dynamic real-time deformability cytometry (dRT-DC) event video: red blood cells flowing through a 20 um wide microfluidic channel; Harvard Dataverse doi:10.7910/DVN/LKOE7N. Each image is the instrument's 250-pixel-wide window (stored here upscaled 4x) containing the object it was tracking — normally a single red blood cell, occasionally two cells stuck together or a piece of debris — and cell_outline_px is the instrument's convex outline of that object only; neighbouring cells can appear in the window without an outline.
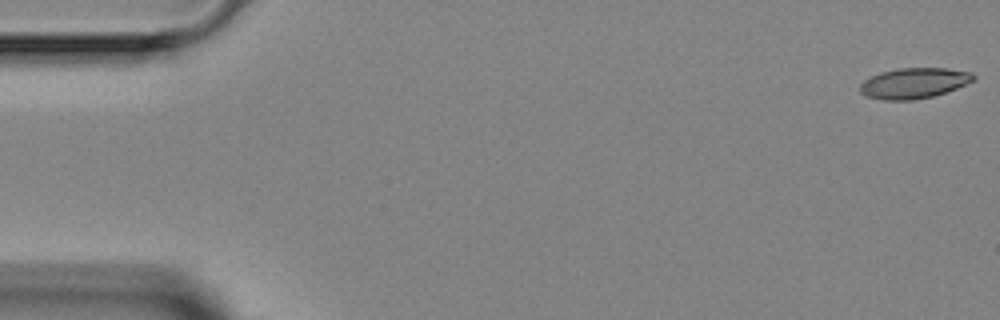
{"species": "Egyptian fruit bat (a non-hibernating species)", "species_latin": "Rousettus aegyptiacus", "temperature_condition": "room temperature", "stored_images_in_passage": 7, "camera_frame_rate_fps": 3000, "um_per_image_px": 0.085, "animal": {"sex": "female"}, "frame": {"image": 1, "passage_image": 1, "time_ms": 0.0, "image_size_px": [1000, 320], "cell_outline_px": [[976, 80], [956, 88], [932, 96], [912, 100], [884, 100], [868, 96], [860, 92], [860, 84], [864, 80], [880, 72], [896, 68], [948, 68], [972, 72], [976, 76]], "centroid_in_image_um": [77.71, 7.05], "position_along_channel_um": 7.3, "area_um2": 20.17}}
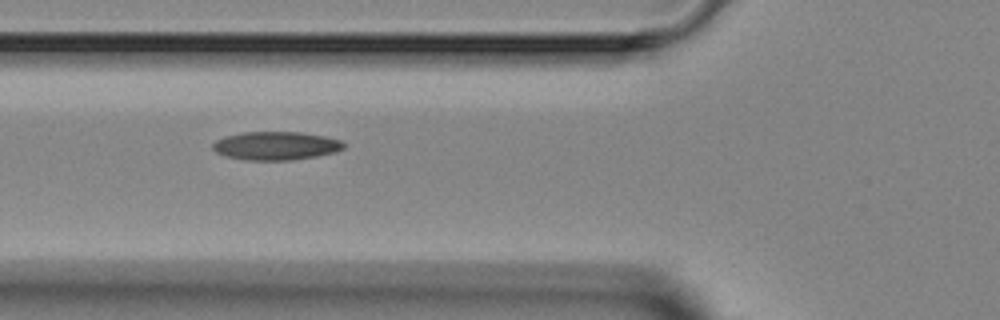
{"frame": {"image": 2, "passage_image": 5, "time_ms": 5.667, "image_size_px": [1000, 320], "cell_outline_px": [[344, 148], [336, 152], [316, 156], [292, 160], [244, 160], [224, 156], [216, 152], [212, 148], [212, 144], [216, 140], [224, 136], [244, 132], [304, 132], [324, 136], [340, 140], [344, 144]], "centroid_in_image_um": [23.43, 12.39], "position_along_channel_um": 102.4, "area_um2": 21.79}}
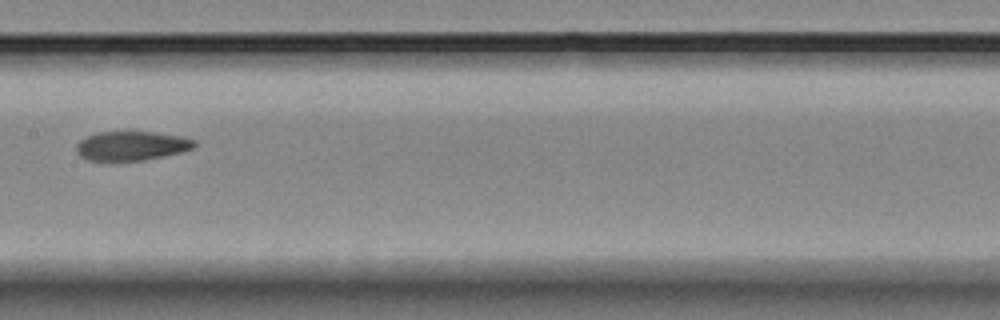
{"frame": {"image": 3, "passage_image": 7, "time_ms": 8.0, "image_size_px": [1000, 320], "cell_outline_px": [[196, 148], [180, 152], [144, 160], [88, 160], [80, 156], [76, 152], [76, 144], [80, 140], [96, 132], [152, 132], [180, 136], [196, 140]], "centroid_in_image_um": [11.18, 12.39], "position_along_channel_um": 196.2, "area_um2": 19.94}}